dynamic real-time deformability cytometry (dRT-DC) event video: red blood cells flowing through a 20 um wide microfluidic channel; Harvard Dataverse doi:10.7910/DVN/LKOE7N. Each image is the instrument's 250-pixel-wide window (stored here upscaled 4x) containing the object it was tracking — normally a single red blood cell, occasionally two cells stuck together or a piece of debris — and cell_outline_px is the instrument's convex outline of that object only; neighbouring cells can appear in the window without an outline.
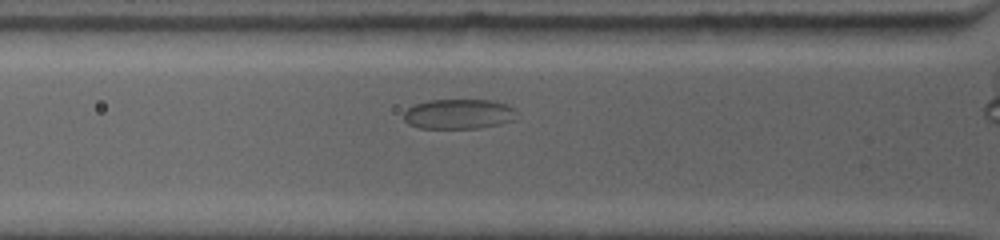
{"species": "common noctule bat (a hibernating species)", "species_latin": "Nyctalus noctula", "temperature_condition": "warm", "stored_images_in_passage": 25, "segment_of_instrument_passage": [1, 2], "camera_frame_rate_fps": 4500, "um_per_image_px": 0.085, "animal": {"sex": "female", "body_mass_g": 19.0, "forearm_length_mm": 53.3}, "frame": {"image": 1, "passage_image": 4, "time_ms": 1.111, "image_size_px": [1000, 240], "cell_outline_px": [[520, 116], [516, 120], [500, 124], [480, 128], [420, 128], [408, 124], [404, 120], [404, 112], [412, 104], [428, 100], [492, 100], [508, 104], [520, 112]], "centroid_in_image_um": [39.06, 9.69], "position_along_channel_um": 86.7, "area_um2": 20.23}}
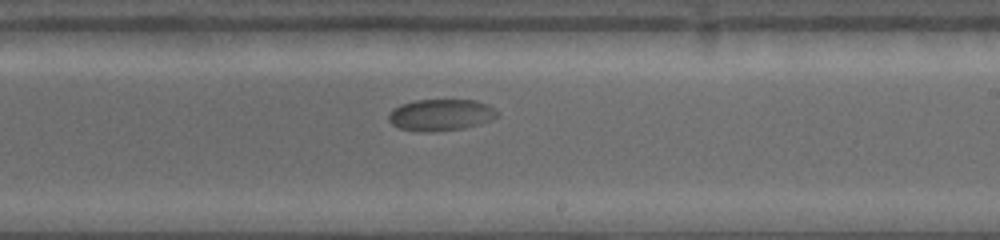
{"frame": {"image": 2, "passage_image": 15, "time_ms": 5.778, "image_size_px": [1000, 240], "cell_outline_px": [[500, 116], [492, 120], [464, 128], [432, 132], [420, 132], [400, 128], [392, 124], [388, 120], [388, 116], [400, 104], [416, 100], [476, 100], [488, 104], [500, 112]], "centroid_in_image_um": [37.52, 9.77], "position_along_channel_um": 251.5, "area_um2": 20.11}}
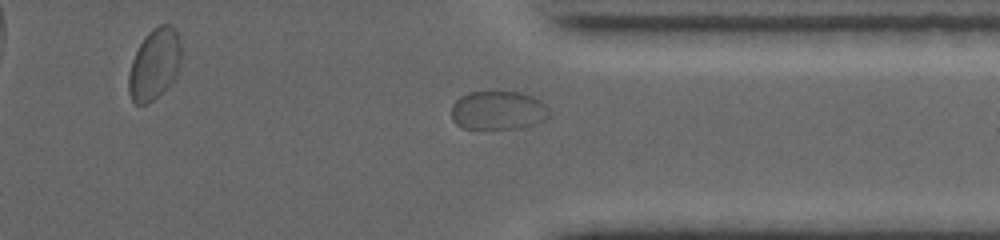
{"frame": {"image": 3, "passage_image": 23, "time_ms": 9.111, "image_size_px": [1000, 240], "cell_outline_px": [[548, 120], [536, 124], [520, 128], [464, 128], [456, 124], [452, 120], [452, 104], [460, 96], [468, 92], [520, 92], [532, 96], [540, 100], [548, 108]], "centroid_in_image_um": [42.35, 9.38], "position_along_channel_um": 369.1, "area_um2": 22.14}}